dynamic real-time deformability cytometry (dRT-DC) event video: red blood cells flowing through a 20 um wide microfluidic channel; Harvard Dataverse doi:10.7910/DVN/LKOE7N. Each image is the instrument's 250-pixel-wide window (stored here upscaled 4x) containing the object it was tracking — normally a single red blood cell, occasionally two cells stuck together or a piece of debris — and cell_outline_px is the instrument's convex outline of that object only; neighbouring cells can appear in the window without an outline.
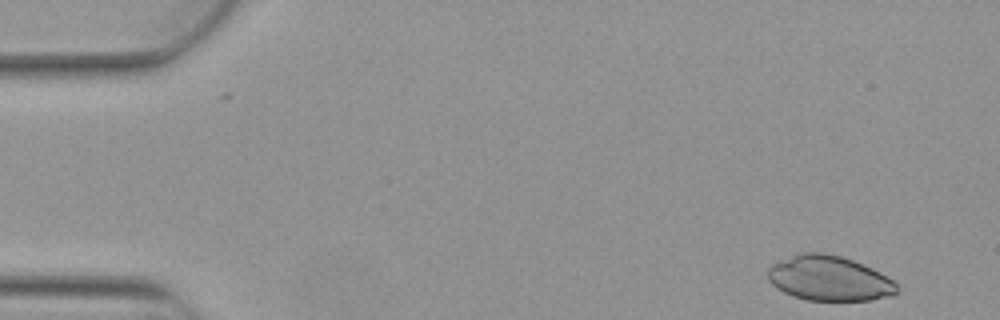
{"species": "Egyptian fruit bat (a non-hibernating species)", "species_latin": "Rousettus aegyptiacus", "temperature_condition": "warm", "stored_images_in_passage": 2, "camera_frame_rate_fps": 3000, "um_per_image_px": 0.085, "animal": {"sex": "female"}, "frame": {"image": 1, "passage_image": 2, "time_ms": 0.333, "image_size_px": [1000, 320], "cell_outline_px": [[896, 292], [892, 296], [872, 300], [804, 300], [792, 296], [776, 288], [768, 280], [768, 268], [772, 264], [792, 256], [804, 252], [820, 252], [840, 256], [852, 260], [872, 268], [880, 272], [892, 280], [896, 284]], "centroid_in_image_um": [70.46, 23.67], "position_along_channel_um": 14.5, "area_um2": 33.64}}